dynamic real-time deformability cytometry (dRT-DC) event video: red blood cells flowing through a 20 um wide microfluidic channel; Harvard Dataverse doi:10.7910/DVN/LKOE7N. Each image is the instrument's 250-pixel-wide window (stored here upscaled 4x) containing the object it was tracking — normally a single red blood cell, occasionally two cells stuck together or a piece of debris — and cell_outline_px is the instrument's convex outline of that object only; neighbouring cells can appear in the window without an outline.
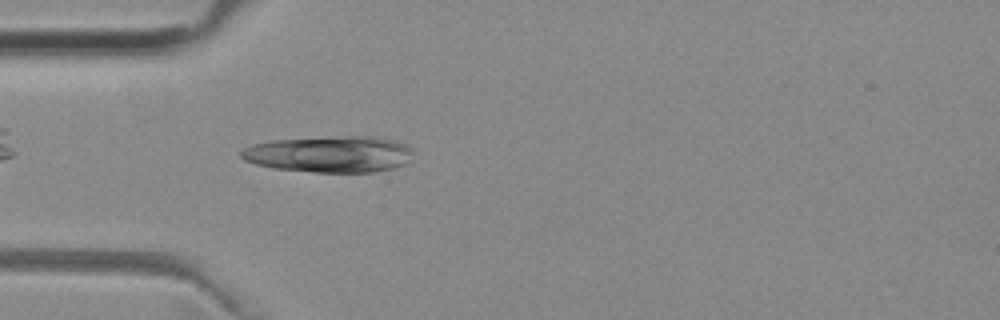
{"species": "common noctule bat (a hibernating species)", "species_latin": "Nyctalus noctula", "temperature_condition": "room temperature", "stored_images_in_passage": 34, "camera_frame_rate_fps": 3000, "um_per_image_px": 0.085, "animal": {"sex": "female", "body_mass_g": 29.2, "forearm_length_mm": 56.3}, "frame": {"image": 1, "passage_image": 3, "time_ms": 0.667, "image_size_px": [1000, 320], "cell_outline_px": [[412, 152], [408, 164], [376, 172], [316, 172], [276, 168], [256, 164], [244, 160], [240, 156], [240, 152], [244, 148], [252, 144], [272, 140], [348, 136], [376, 136], [408, 144], [412, 148]], "centroid_in_image_um": [28.06, 13.1], "position_along_channel_um": 56.9, "area_um2": 36.53}}
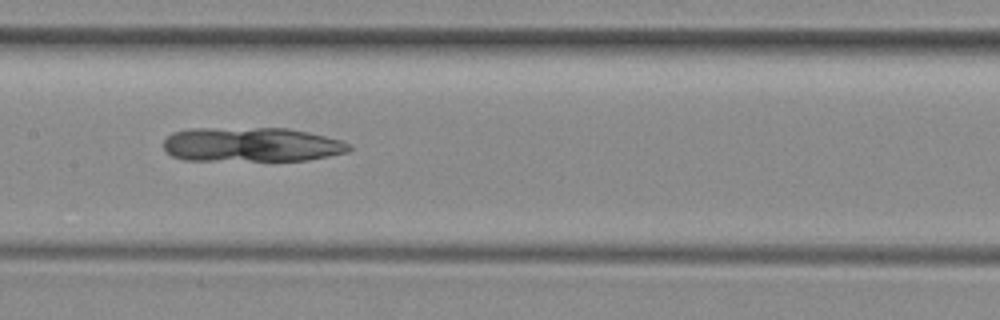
{"frame": {"image": 2, "passage_image": 13, "time_ms": 4.0, "image_size_px": [1000, 320], "cell_outline_px": [[352, 148], [348, 152], [308, 160], [184, 160], [172, 156], [164, 148], [164, 140], [172, 132], [188, 128], [288, 128], [308, 132], [340, 140], [352, 144]], "centroid_in_image_um": [21.37, 12.28], "position_along_channel_um": 186.0, "area_um2": 37.34}}
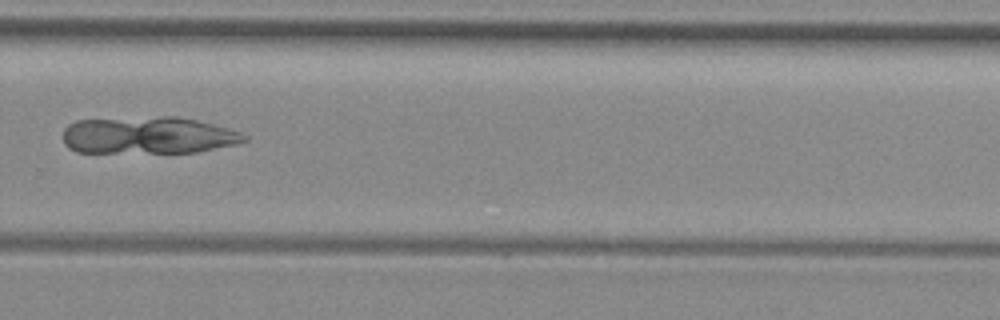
{"frame": {"image": 3, "passage_image": 23, "time_ms": 7.333, "image_size_px": [1000, 320], "cell_outline_px": [[248, 140], [236, 144], [196, 152], [76, 152], [68, 148], [64, 144], [64, 128], [68, 124], [76, 120], [160, 116], [176, 116], [196, 120], [212, 124], [240, 132], [248, 136]], "centroid_in_image_um": [12.57, 11.5], "position_along_channel_um": 317.2, "area_um2": 39.25}}